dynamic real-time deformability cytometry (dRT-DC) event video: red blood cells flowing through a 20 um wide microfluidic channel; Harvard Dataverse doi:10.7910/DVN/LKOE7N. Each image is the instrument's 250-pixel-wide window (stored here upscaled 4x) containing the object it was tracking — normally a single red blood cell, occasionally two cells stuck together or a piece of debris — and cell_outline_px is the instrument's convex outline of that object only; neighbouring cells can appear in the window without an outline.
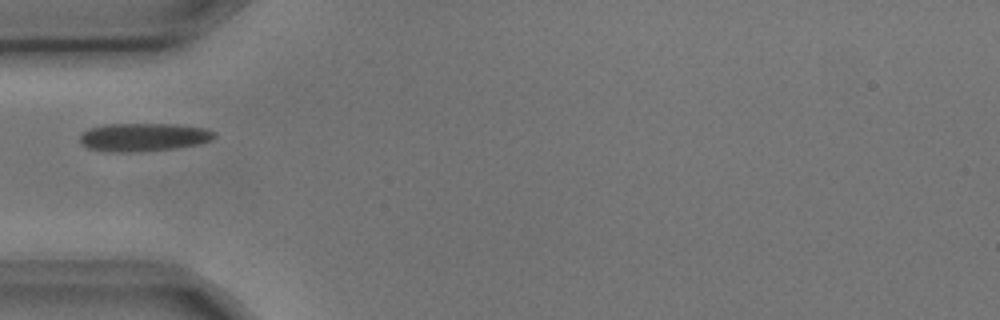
{"species": "common noctule bat (a hibernating species)", "species_latin": "Nyctalus noctula", "temperature_condition": "cold", "stored_images_in_passage": 1, "camera_frame_rate_fps": 3000, "um_per_image_px": 0.085, "animal": {"sex": "male", "body_mass_g": 17.9, "forearm_length_mm": 54.2}, "frame": {"image": 1, "passage_image": 1, "time_ms": 0.0, "image_size_px": [1000, 320], "cell_outline_px": [[216, 136], [212, 140], [200, 144], [176, 148], [136, 152], [108, 152], [88, 148], [80, 144], [80, 136], [88, 128], [104, 124], [180, 124], [208, 128], [216, 132]], "centroid_in_image_um": [12.24, 11.65], "position_along_channel_um": 72.8, "area_um2": 22.54}}